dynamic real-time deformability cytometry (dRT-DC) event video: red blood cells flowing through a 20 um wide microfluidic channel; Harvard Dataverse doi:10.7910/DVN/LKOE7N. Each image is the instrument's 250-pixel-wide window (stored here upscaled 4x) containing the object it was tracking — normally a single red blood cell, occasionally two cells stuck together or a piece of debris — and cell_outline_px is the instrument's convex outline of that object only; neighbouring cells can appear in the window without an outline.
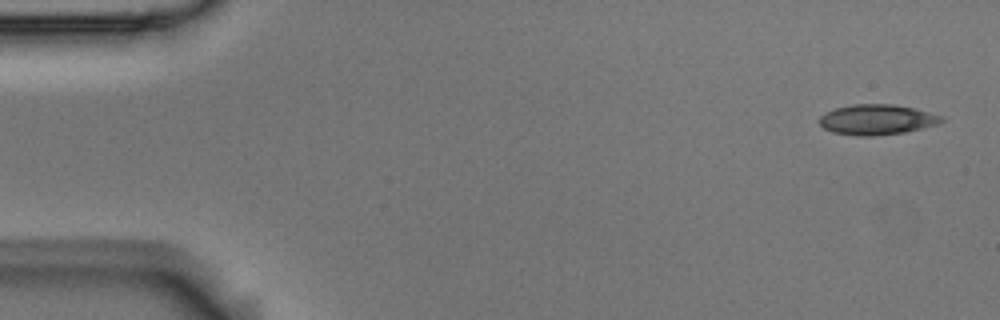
{"species": "Egyptian fruit bat (a non-hibernating species)", "species_latin": "Rousettus aegyptiacus", "temperature_condition": "room temperature", "stored_images_in_passage": 6, "camera_frame_rate_fps": 3000, "um_per_image_px": 0.085, "animal": {"sex": "male"}, "frame": {"image": 1, "passage_image": 1, "time_ms": 0.0, "image_size_px": [1000, 320], "cell_outline_px": [[944, 120], [936, 124], [904, 132], [872, 136], [856, 136], [832, 132], [824, 128], [820, 124], [820, 116], [824, 112], [836, 108], [852, 104], [892, 104], [916, 108], [944, 116]], "centroid_in_image_um": [74.52, 10.16], "position_along_channel_um": 10.5, "area_um2": 21.56}}
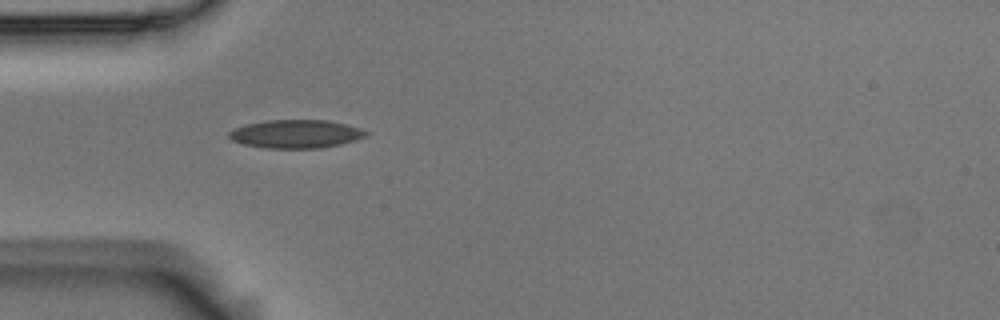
{"frame": {"image": 2, "passage_image": 5, "time_ms": 1.333, "image_size_px": [1000, 320], "cell_outline_px": [[372, 132], [368, 136], [356, 140], [340, 144], [320, 148], [264, 148], [244, 144], [232, 140], [228, 136], [228, 132], [232, 128], [264, 120], [328, 120], [348, 124]], "centroid_in_image_um": [25.19, 11.38], "position_along_channel_um": 59.8, "area_um2": 22.89}}
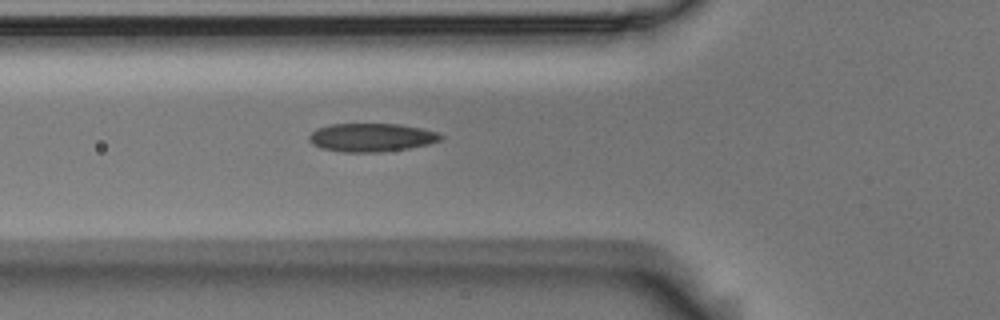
{"frame": {"image": 3, "passage_image": 6, "time_ms": 1.667, "image_size_px": [1000, 320], "cell_outline_px": [[444, 140], [428, 144], [408, 148], [380, 152], [344, 152], [320, 148], [312, 144], [308, 140], [308, 136], [316, 128], [332, 124], [400, 124], [424, 128], [436, 132], [444, 136]], "centroid_in_image_um": [31.59, 11.68], "position_along_channel_um": 94.2, "area_um2": 21.96}}